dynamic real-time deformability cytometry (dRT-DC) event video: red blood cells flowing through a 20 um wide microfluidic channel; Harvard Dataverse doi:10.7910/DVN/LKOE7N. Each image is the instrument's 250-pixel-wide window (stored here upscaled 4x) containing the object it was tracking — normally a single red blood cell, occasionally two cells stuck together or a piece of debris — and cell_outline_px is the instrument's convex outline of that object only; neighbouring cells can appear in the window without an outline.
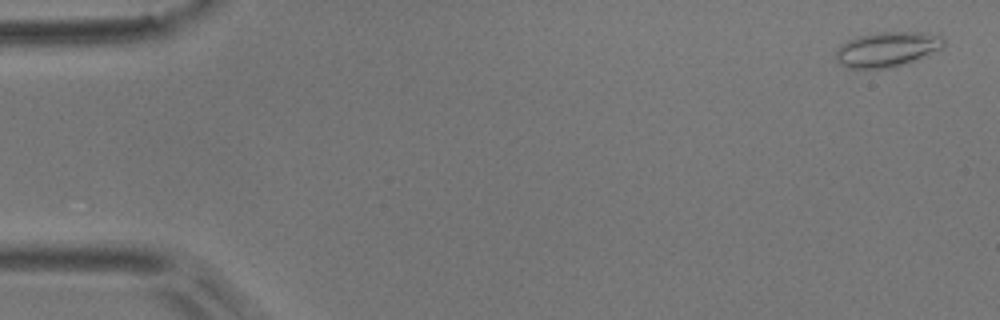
{"species": "common noctule bat (a hibernating species)", "species_latin": "Nyctalus noctula", "temperature_condition": "room temperature", "stored_images_in_passage": 54, "camera_frame_rate_fps": 3000, "um_per_image_px": 0.085, "animal": {"sex": "male", "body_mass_g": 17.9}, "frame": {"image": 1, "passage_image": 2, "time_ms": 0.333, "image_size_px": [1000, 320], "cell_outline_px": [[944, 48], [916, 60], [888, 68], [848, 68], [840, 64], [836, 60], [836, 48], [840, 44], [848, 40], [860, 36], [880, 32], [916, 32], [944, 36]], "centroid_in_image_um": [75.41, 4.19], "position_along_channel_um": 9.6, "area_um2": 21.96}}
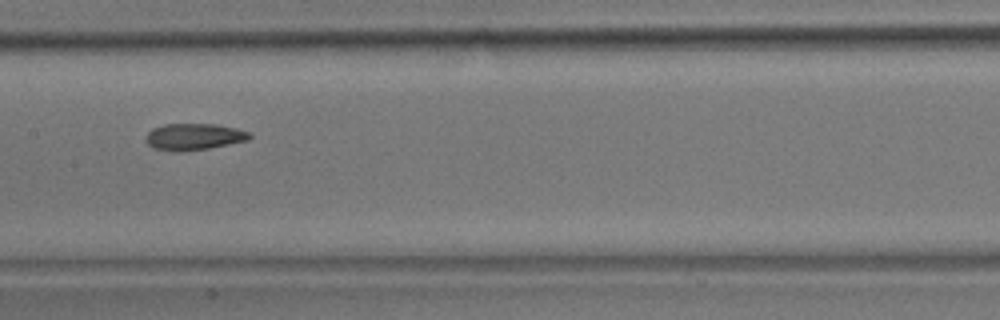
{"frame": {"image": 2, "passage_image": 27, "time_ms": 8.667, "image_size_px": [1000, 320], "cell_outline_px": [[252, 136], [248, 140], [208, 148], [180, 152], [176, 152], [152, 148], [144, 140], [144, 136], [152, 128], [164, 124], [216, 124], [236, 128], [252, 132]], "centroid_in_image_um": [16.45, 11.62], "position_along_channel_um": 190.9, "area_um2": 16.3}}
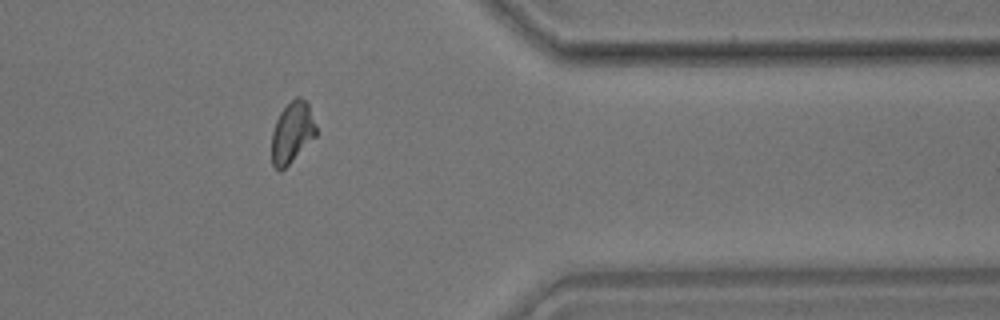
{"frame": {"image": 3, "passage_image": 44, "time_ms": 14.333, "image_size_px": [1000, 320], "cell_outline_px": [[316, 136], [280, 172], [272, 164], [272, 132], [276, 120], [280, 112], [296, 96], [300, 96], [308, 100], [316, 128]], "centroid_in_image_um": [24.84, 11.22], "position_along_channel_um": 386.6, "area_um2": 15.72}, "authors_computed_cell_mechanics": {"area_um2": 16.4152, "velocity_mm_per_s": 3.7362, "shape_relaxation_time_tau1_ms": 7.6299, "shape_relaxation_time_tau2_ms": 3.1676, "deformation_change_tau1": 0.1836, "deformation_change_tau2": 0.0852}}